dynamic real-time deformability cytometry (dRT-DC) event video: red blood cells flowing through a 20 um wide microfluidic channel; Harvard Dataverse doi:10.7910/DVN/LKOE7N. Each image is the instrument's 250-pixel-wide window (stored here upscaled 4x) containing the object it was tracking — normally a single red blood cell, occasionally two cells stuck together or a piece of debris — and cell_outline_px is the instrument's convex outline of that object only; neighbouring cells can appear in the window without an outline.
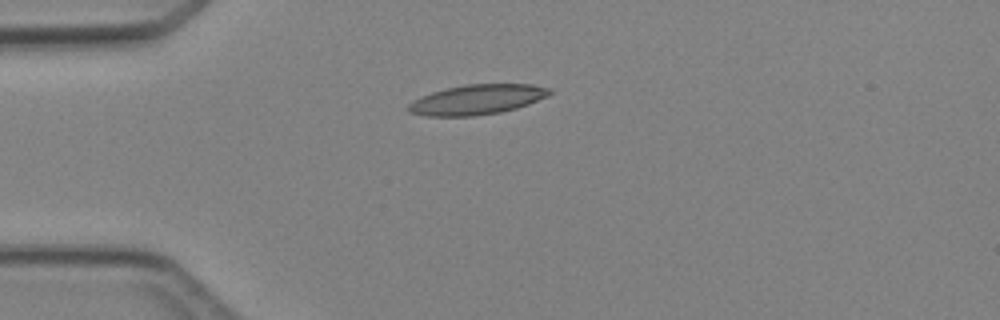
{"species": "Egyptian fruit bat (a non-hibernating species)", "species_latin": "Rousettus aegyptiacus", "temperature_condition": "cold", "stored_images_in_passage": 2, "camera_frame_rate_fps": 3000, "um_per_image_px": 0.085, "animal": {"sex": "female"}, "frame": {"image": 1, "passage_image": 1, "time_ms": 0.0, "image_size_px": [1000, 320], "cell_outline_px": [[552, 92], [548, 96], [528, 104], [516, 108], [500, 112], [472, 116], [424, 116], [408, 112], [404, 108], [412, 100], [420, 96], [432, 92], [464, 84], [532, 84], [552, 88]], "centroid_in_image_um": [40.51, 8.46], "position_along_channel_um": 44.5, "area_um2": 24.85}}